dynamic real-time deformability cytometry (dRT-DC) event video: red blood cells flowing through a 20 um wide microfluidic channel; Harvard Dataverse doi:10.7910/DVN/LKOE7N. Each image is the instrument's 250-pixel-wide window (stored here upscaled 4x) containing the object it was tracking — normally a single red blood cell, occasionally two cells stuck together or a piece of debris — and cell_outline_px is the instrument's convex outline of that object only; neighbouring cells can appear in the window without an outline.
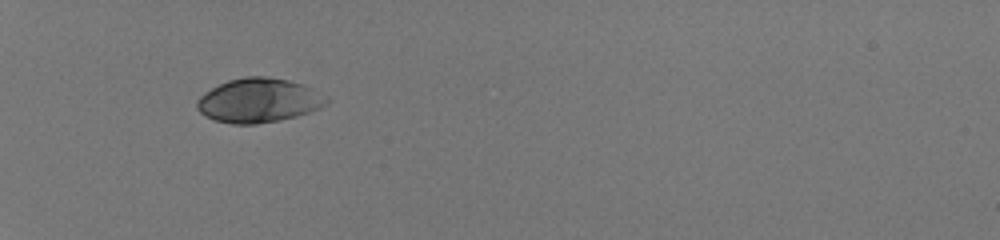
{"species": "human", "species_latin": "Homo sapiens", "temperature_condition": "room temperature", "stored_images_in_passage": 33, "camera_frame_rate_fps": 3000, "um_per_image_px": 0.085, "donor": {"sex": "male"}, "frame": {"image": 1, "passage_image": 1, "time_ms": 0.0, "image_size_px": [1000, 240], "cell_outline_px": [[328, 104], [320, 108], [296, 116], [280, 120], [256, 124], [232, 124], [216, 120], [204, 116], [196, 108], [196, 100], [204, 92], [228, 80], [244, 76], [264, 76], [288, 80], [312, 88], [328, 96]], "centroid_in_image_um": [21.98, 8.54], "position_along_channel_um": 63.0, "area_um2": 33.47}}
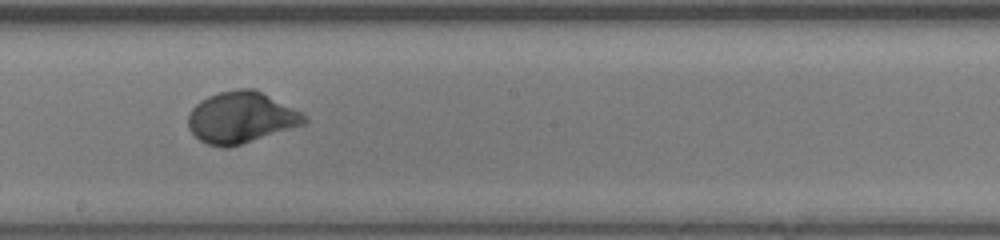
{"frame": {"image": 2, "passage_image": 15, "time_ms": 4.667, "image_size_px": [1000, 240], "cell_outline_px": [[308, 120], [304, 124], [228, 148], [224, 148], [208, 144], [200, 140], [188, 128], [188, 112], [200, 100], [208, 96], [220, 92], [240, 88], [252, 88], [308, 116]], "centroid_in_image_um": [20.45, 9.99], "position_along_channel_um": 227.8, "area_um2": 34.28}}
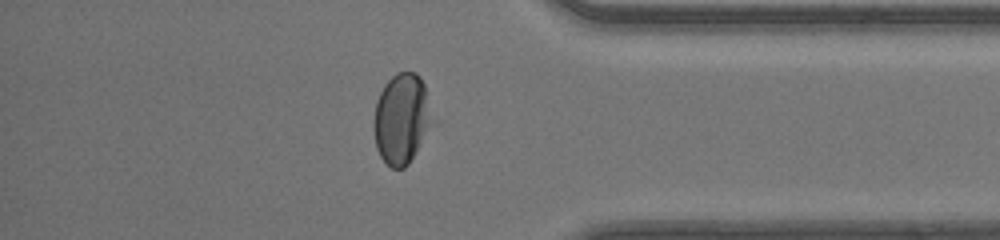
{"frame": {"image": 3, "passage_image": 28, "time_ms": 9.0, "image_size_px": [1000, 240], "cell_outline_px": [[428, 124], [408, 164], [404, 168], [392, 168], [380, 156], [376, 148], [372, 128], [372, 124], [376, 100], [384, 84], [396, 72], [416, 72], [420, 76], [424, 84], [428, 120]], "centroid_in_image_um": [34.0, 10.06], "position_along_channel_um": 401.2, "area_um2": 29.48}, "authors_computed_cell_mechanics": {"area_um2": 33.6974, "velocity_mm_per_s": 4.1383, "shape_relaxation_time_tau1_ms": 2.5722, "shape_relaxation_time_tau2_ms": null, "deformation_change_tau1": 0.1515, "deformation_change_tau2": null}}